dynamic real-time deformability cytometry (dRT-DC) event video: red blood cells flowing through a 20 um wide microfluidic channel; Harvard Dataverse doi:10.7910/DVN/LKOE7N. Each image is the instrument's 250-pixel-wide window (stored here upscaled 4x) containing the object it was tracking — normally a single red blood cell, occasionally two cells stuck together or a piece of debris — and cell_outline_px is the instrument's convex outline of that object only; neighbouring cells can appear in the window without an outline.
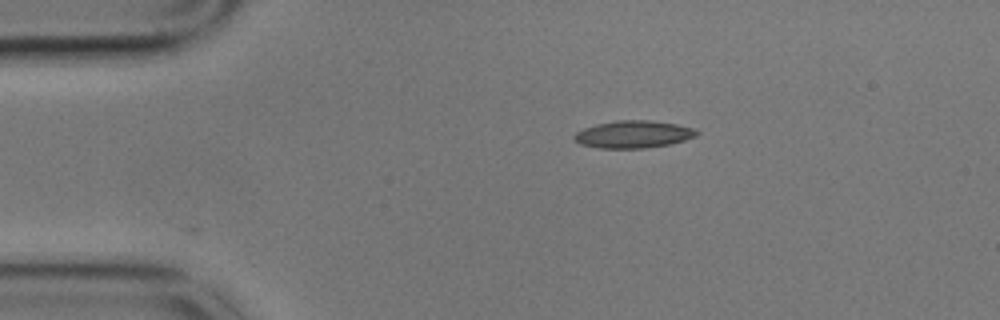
{"species": "common noctule bat (a hibernating species)", "species_latin": "Nyctalus noctula", "temperature_condition": "cold", "stored_images_in_passage": 32, "camera_frame_rate_fps": 3000, "um_per_image_px": 0.085, "animal": {"sex": "male", "body_mass_g": 17.9}, "frame": {"image": 1, "passage_image": 1, "time_ms": 0.0, "image_size_px": [1000, 320], "cell_outline_px": [[700, 132], [696, 136], [684, 140], [668, 144], [644, 148], [600, 148], [580, 144], [572, 140], [572, 136], [576, 132], [584, 128], [596, 124], [616, 120], [648, 120], [676, 124], [696, 128]], "centroid_in_image_um": [53.81, 11.41], "position_along_channel_um": 31.2, "area_um2": 19.59}}
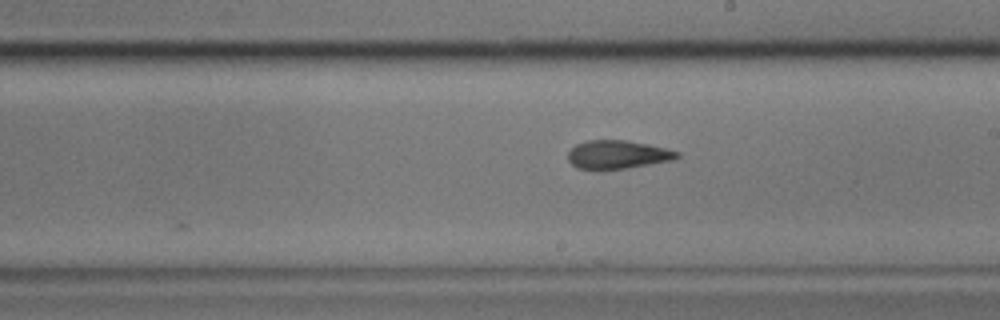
{"frame": {"image": 2, "passage_image": 22, "time_ms": 7.0, "image_size_px": [1000, 320], "cell_outline_px": [[680, 156], [672, 160], [600, 172], [576, 168], [568, 160], [568, 152], [576, 144], [588, 140], [624, 140], [648, 144], [680, 152]], "centroid_in_image_um": [52.43, 13.16], "position_along_channel_um": 236.6, "area_um2": 18.32}}
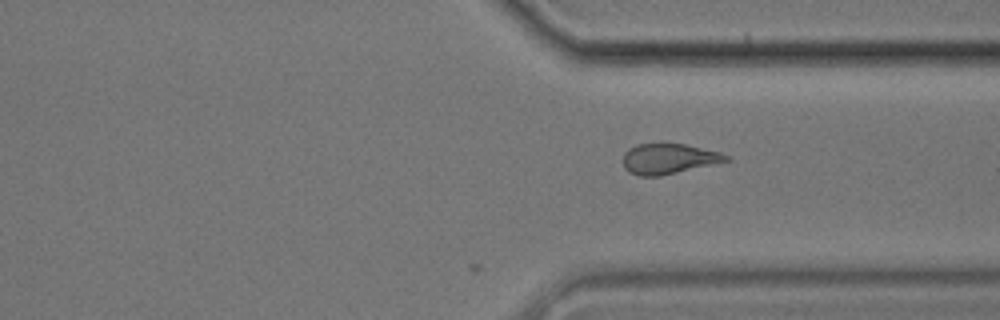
{"frame": {"image": 3, "passage_image": 32, "time_ms": 10.333, "image_size_px": [1000, 320], "cell_outline_px": [[732, 160], [660, 176], [640, 176], [628, 172], [624, 168], [624, 152], [628, 148], [636, 144], [684, 144], [720, 152], [732, 156]], "centroid_in_image_um": [56.86, 13.5], "position_along_channel_um": 354.5, "area_um2": 18.26}}